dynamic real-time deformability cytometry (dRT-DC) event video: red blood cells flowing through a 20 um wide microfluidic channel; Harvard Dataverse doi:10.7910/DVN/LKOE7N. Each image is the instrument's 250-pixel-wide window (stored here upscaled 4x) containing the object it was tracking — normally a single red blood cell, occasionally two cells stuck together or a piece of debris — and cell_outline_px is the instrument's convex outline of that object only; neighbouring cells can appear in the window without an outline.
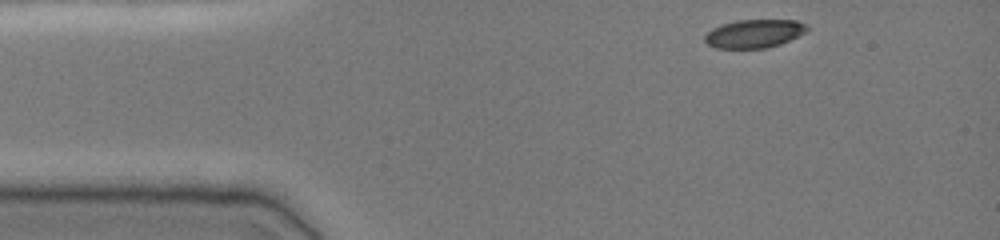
{"species": "common noctule bat (a hibernating species)", "species_latin": "Nyctalus noctula", "temperature_condition": "cold", "stored_images_in_passage": 38, "camera_frame_rate_fps": 3000, "um_per_image_px": 0.085, "animal": {"sex": "female", "body_mass_g": 19.0, "forearm_length_mm": 51.5}, "frame": {"image": 1, "passage_image": 1, "time_ms": 0.0, "image_size_px": [1000, 240], "cell_outline_px": [[808, 28], [804, 32], [780, 44], [764, 48], [716, 48], [708, 44], [704, 40], [704, 36], [712, 28], [720, 24], [736, 20], [796, 20], [808, 24]], "centroid_in_image_um": [64.08, 2.84], "position_along_channel_um": 20.9, "area_um2": 16.82}}
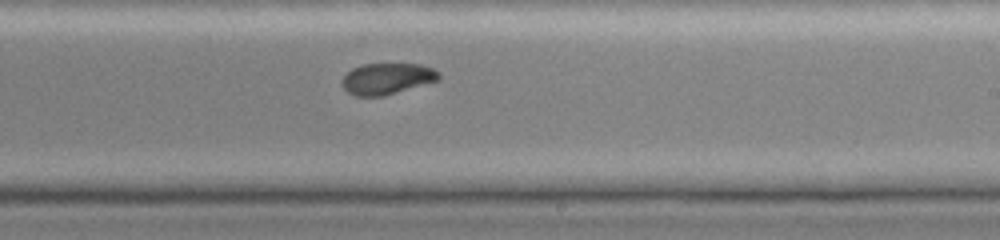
{"frame": {"image": 2, "passage_image": 24, "time_ms": 7.667, "image_size_px": [1000, 240], "cell_outline_px": [[440, 80], [384, 96], [356, 96], [348, 92], [340, 84], [340, 80], [352, 68], [360, 64], [420, 64], [432, 68], [440, 72]], "centroid_in_image_um": [32.89, 6.69], "position_along_channel_um": 256.1, "area_um2": 17.8}}
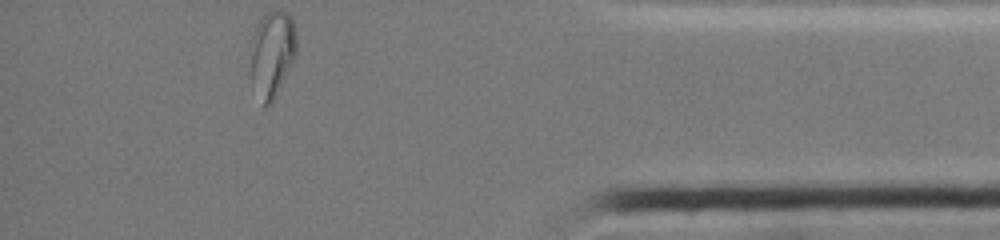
{"frame": {"image": 3, "passage_image": 38, "time_ms": 12.333, "image_size_px": [1000, 240], "cell_outline_px": [[296, 56], [276, 96], [264, 108], [248, 76], [248, 48], [256, 24], [268, 12], [284, 12], [292, 20], [296, 28]], "centroid_in_image_um": [23.06, 4.62], "position_along_channel_um": 412.1, "area_um2": 23.81}, "authors_computed_cell_mechanics": {"area_um2": 18.3804, "velocity_mm_per_s": 3.8948, "shape_relaxation_time_tau1_ms": null, "shape_relaxation_time_tau2_ms": 1.7665, "deformation_change_tau1": null, "deformation_change_tau2": 0.0546}}